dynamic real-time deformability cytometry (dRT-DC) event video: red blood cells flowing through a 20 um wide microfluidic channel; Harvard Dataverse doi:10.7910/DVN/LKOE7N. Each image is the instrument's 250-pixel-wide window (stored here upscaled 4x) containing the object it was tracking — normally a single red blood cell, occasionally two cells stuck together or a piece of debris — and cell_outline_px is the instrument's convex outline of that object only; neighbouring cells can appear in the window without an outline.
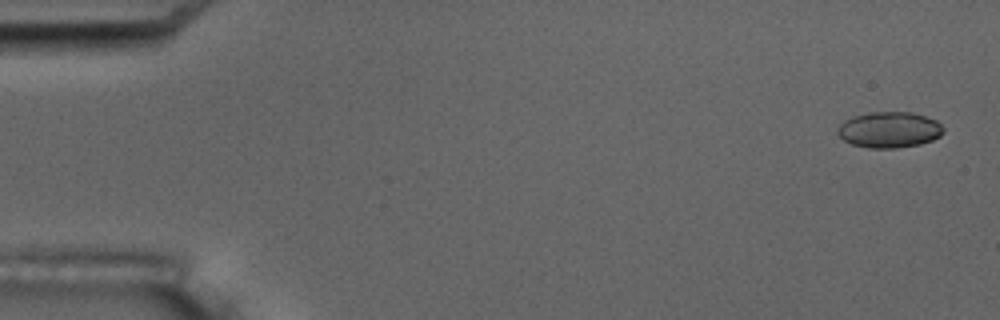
{"species": "common noctule bat (a hibernating species)", "species_latin": "Nyctalus noctula", "temperature_condition": "room temperature", "stored_images_in_passage": 5, "camera_frame_rate_fps": 3000, "um_per_image_px": 0.085, "animal": {"sex": "male", "body_mass_g": 17.5, "forearm_length_mm": 52.3}, "frame": {"image": 1, "passage_image": 1, "time_ms": 0.0, "image_size_px": [1000, 320], "cell_outline_px": [[944, 132], [940, 136], [932, 140], [920, 144], [896, 148], [868, 148], [852, 144], [844, 140], [836, 132], [836, 128], [844, 120], [852, 116], [868, 112], [912, 112], [936, 120], [944, 128]], "centroid_in_image_um": [75.57, 11.02], "position_along_channel_um": 9.4, "area_um2": 22.31}}
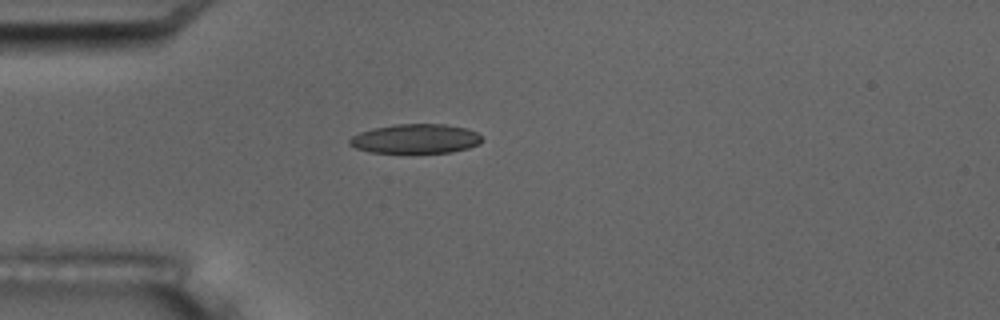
{"frame": {"image": 2, "passage_image": 5, "time_ms": 4.667, "image_size_px": [1000, 320], "cell_outline_px": [[484, 140], [480, 144], [468, 148], [452, 152], [368, 152], [356, 148], [348, 144], [348, 140], [352, 136], [360, 132], [372, 128], [396, 124], [444, 124], [468, 128], [476, 132]], "centroid_in_image_um": [35.33, 11.78], "position_along_channel_um": 49.7, "area_um2": 22.72}}